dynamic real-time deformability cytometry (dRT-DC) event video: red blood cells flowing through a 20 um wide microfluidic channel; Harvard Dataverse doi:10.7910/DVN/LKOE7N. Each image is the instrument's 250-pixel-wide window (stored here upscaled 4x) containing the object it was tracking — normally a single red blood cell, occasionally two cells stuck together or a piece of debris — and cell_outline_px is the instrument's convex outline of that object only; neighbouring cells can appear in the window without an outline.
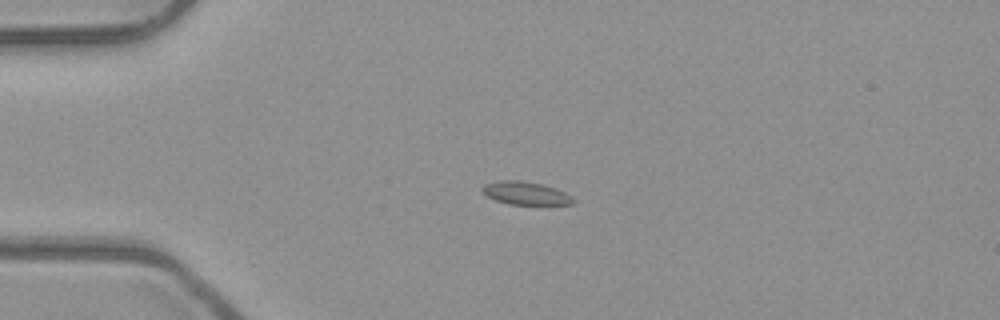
{"species": "common noctule bat (a hibernating species)", "species_latin": "Nyctalus noctula", "temperature_condition": "room temperature", "stored_images_in_passage": 7, "camera_frame_rate_fps": 3000, "um_per_image_px": 0.085, "animal": {"sex": "male", "body_mass_g": 23.1, "forearm_length_mm": 52.7}, "frame": {"image": 1, "passage_image": 3, "time_ms": 0.667, "image_size_px": [1000, 320], "cell_outline_px": [[576, 200], [572, 204], [508, 204], [496, 200], [488, 196], [480, 188], [484, 184], [500, 180], [520, 180], [544, 184], [556, 188], [572, 196]], "centroid_in_image_um": [44.69, 16.41], "position_along_channel_um": 40.3, "area_um2": 12.2}}
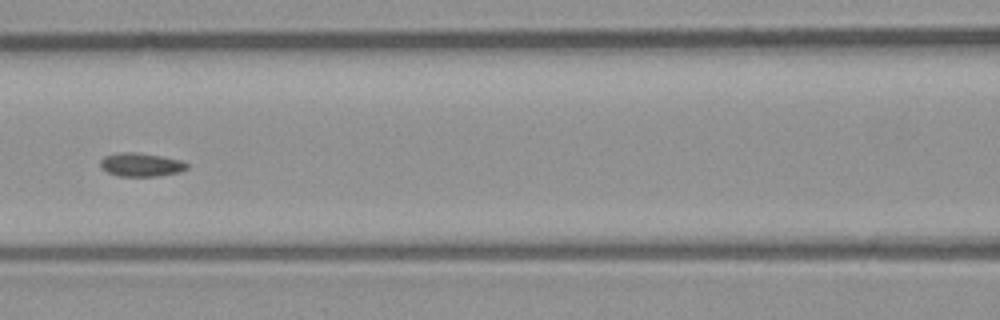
{"frame": {"image": 2, "passage_image": 6, "time_ms": 1.667, "image_size_px": [1000, 320], "cell_outline_px": [[188, 168], [180, 172], [156, 176], [120, 176], [108, 172], [100, 168], [100, 160], [104, 156], [120, 152], [136, 152], [160, 156], [180, 160], [188, 164]], "centroid_in_image_um": [11.96, 14.0], "position_along_channel_um": 154.6, "area_um2": 11.85}}
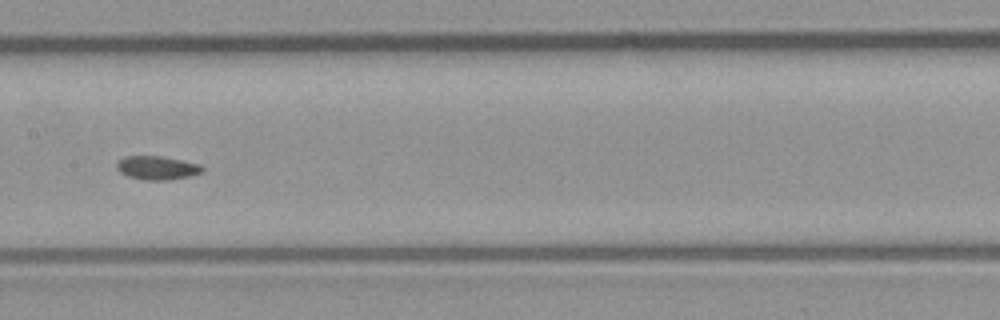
{"frame": {"image": 3, "passage_image": 7, "time_ms": 2.0, "image_size_px": [1000, 320], "cell_outline_px": [[204, 172], [192, 176], [168, 180], [144, 180], [128, 176], [120, 172], [116, 168], [116, 164], [124, 156], [160, 156], [200, 164], [204, 168]], "centroid_in_image_um": [13.38, 14.27], "position_along_channel_um": 194.0, "area_um2": 11.85}}